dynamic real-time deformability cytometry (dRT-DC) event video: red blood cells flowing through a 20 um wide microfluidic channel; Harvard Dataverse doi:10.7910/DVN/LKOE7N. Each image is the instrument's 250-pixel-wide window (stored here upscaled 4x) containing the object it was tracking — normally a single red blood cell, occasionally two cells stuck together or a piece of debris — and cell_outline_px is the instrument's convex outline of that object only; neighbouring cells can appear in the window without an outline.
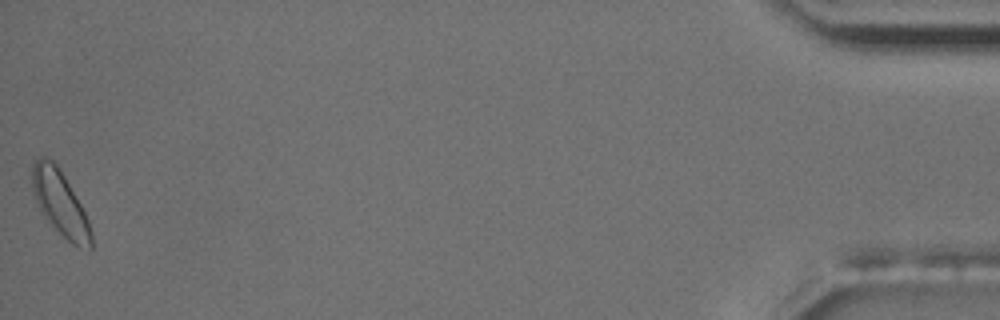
{"species": "common noctule bat (a hibernating species)", "species_latin": "Nyctalus noctula", "temperature_condition": "room temperature", "stored_images_in_passage": 54, "camera_frame_rate_fps": 3000, "um_per_image_px": 0.085, "animal": {"sex": "male", "body_mass_g": 17.5, "forearm_length_mm": 52.3}, "frame": {"image": 1, "passage_image": 54, "time_ms": 17.667, "image_size_px": [1000, 320], "cell_outline_px": [[92, 248], [88, 252], [72, 244], [40, 212], [32, 188], [32, 164], [40, 156], [48, 156], [56, 164], [64, 176], [80, 204], [88, 220], [92, 232]], "centroid_in_image_um": [5.12, 17.28], "position_along_channel_um": 430.1, "area_um2": 22.08}, "authors_computed_cell_mechanics": {"area_um2": 17.629, "velocity_mm_per_s": 3.7274, "shape_relaxation_time_tau1_ms": 2.8288, "shape_relaxation_time_tau2_ms": null, "deformation_change_tau1": 0.0512, "deformation_change_tau2": null}}